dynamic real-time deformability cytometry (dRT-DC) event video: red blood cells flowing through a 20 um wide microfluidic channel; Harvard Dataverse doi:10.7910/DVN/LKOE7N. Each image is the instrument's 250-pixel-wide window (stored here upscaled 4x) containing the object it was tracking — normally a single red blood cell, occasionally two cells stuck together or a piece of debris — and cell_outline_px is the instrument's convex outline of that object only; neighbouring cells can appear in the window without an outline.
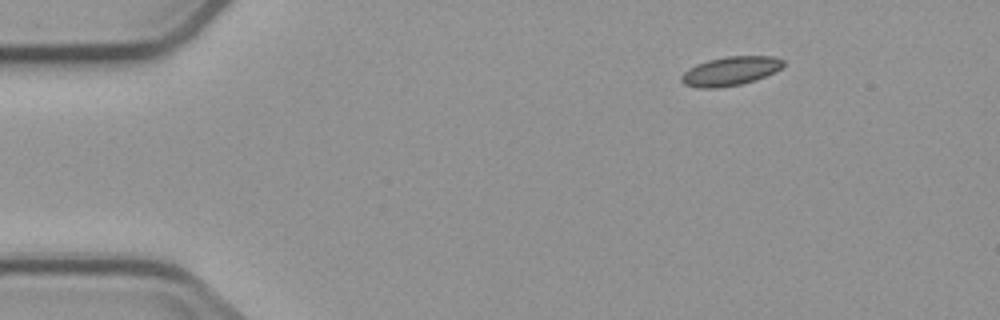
{"species": "common noctule bat (a hibernating species)", "species_latin": "Nyctalus noctula", "temperature_condition": "cold", "stored_images_in_passage": 4, "camera_frame_rate_fps": 3000, "um_per_image_px": 0.085, "animal": {"sex": "male", "body_mass_g": 23.1, "forearm_length_mm": 52.7}, "frame": {"image": 1, "passage_image": 1, "time_ms": 0.0, "image_size_px": [1000, 320], "cell_outline_px": [[784, 64], [776, 72], [756, 80], [740, 84], [720, 88], [696, 88], [684, 84], [680, 80], [680, 76], [688, 68], [696, 64], [708, 60], [724, 56], [772, 56], [784, 60]], "centroid_in_image_um": [62.06, 6.04], "position_along_channel_um": 22.9, "area_um2": 17.4}}
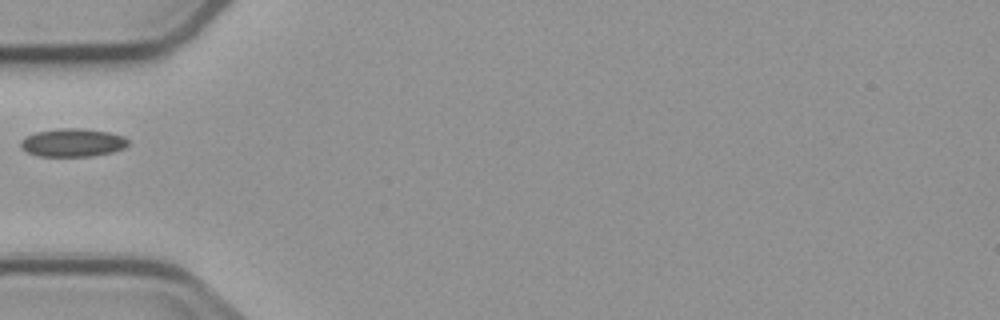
{"frame": {"image": 2, "passage_image": 4, "time_ms": 3.667, "image_size_px": [1000, 320], "cell_outline_px": [[128, 144], [124, 148], [112, 152], [92, 156], [40, 156], [28, 152], [20, 148], [20, 140], [24, 136], [36, 132], [60, 128], [80, 128], [108, 132], [124, 136], [128, 140]], "centroid_in_image_um": [6.15, 12.12], "position_along_channel_um": 78.8, "area_um2": 17.69}}